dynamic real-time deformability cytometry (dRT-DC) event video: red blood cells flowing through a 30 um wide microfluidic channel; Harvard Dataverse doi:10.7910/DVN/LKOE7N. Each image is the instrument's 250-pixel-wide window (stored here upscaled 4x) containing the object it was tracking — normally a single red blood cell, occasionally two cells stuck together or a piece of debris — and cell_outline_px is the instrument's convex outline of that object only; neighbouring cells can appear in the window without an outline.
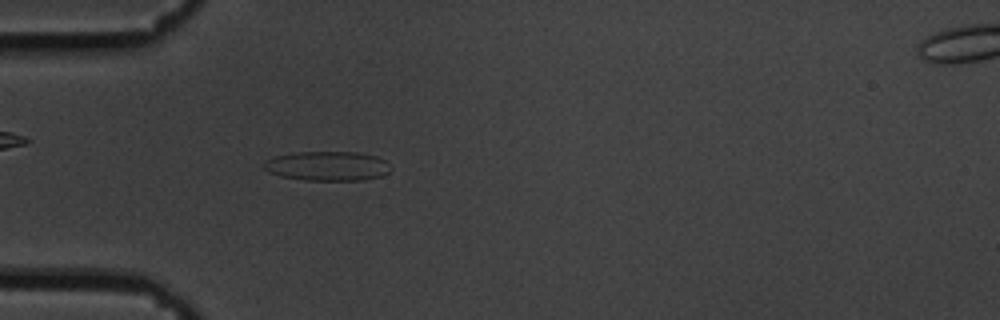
{"species": "common noctule bat (a hibernating species)", "species_latin": "Nyctalus noctula", "temperature_condition": "cold", "stored_images_in_passage": 59, "camera_frame_rate_fps": 3000, "um_per_image_px": 0.085, "animal": {"sex": "male", "body_mass_g": 19.5, "forearm_length_mm": 54.6}, "frame": {"image": 1, "passage_image": 17, "time_ms": 5.333, "image_size_px": [1000, 320], "cell_outline_px": [[392, 168], [388, 172], [380, 176], [364, 180], [304, 180], [280, 176], [268, 172], [264, 168], [264, 164], [268, 160], [276, 156], [292, 152], [360, 152], [376, 156], [384, 160]], "centroid_in_image_um": [27.84, 14.11], "position_along_channel_um": 57.2, "area_um2": 21.73}}
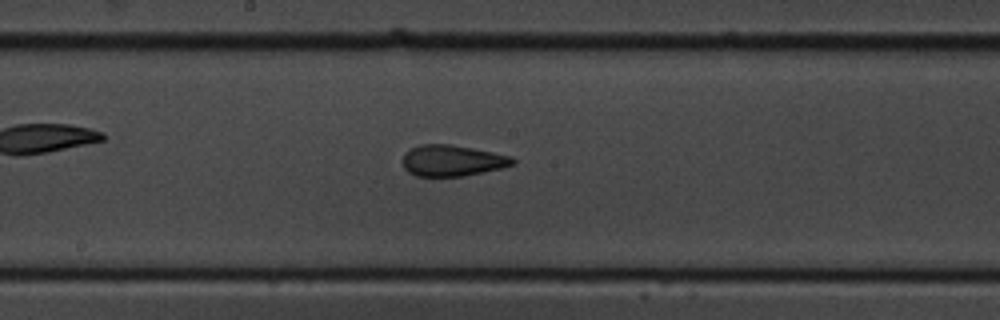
{"frame": {"image": 2, "passage_image": 31, "time_ms": 10.0, "image_size_px": [1000, 320], "cell_outline_px": [[516, 164], [500, 168], [464, 176], [416, 176], [408, 172], [404, 168], [404, 152], [420, 144], [452, 144], [512, 156], [516, 160]], "centroid_in_image_um": [38.45, 13.65], "position_along_channel_um": 209.7, "area_um2": 19.94}}
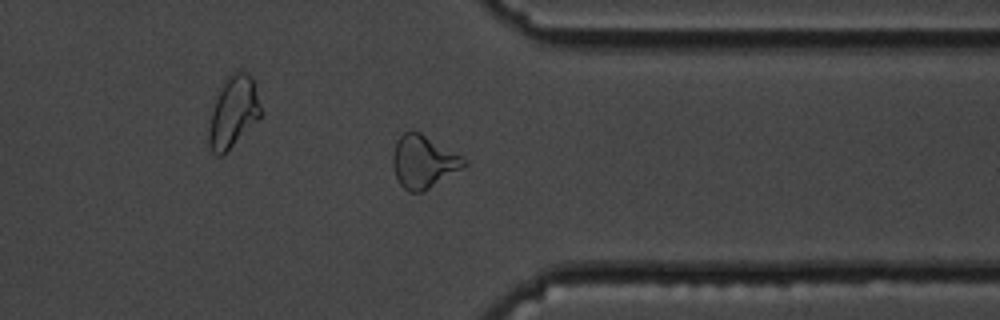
{"frame": {"image": 3, "passage_image": 46, "time_ms": 15.0, "image_size_px": [1000, 320], "cell_outline_px": [[468, 164], [424, 192], [408, 192], [400, 184], [396, 176], [392, 164], [392, 156], [396, 140], [404, 132], [420, 132], [468, 160]], "centroid_in_image_um": [35.98, 13.76], "position_along_channel_um": 375.4, "area_um2": 21.73}, "authors_computed_cell_mechanics": {"area_um2": 21.2126, "velocity_mm_per_s": 3.3777, "shape_relaxation_time_tau1_ms": 7.2242, "shape_relaxation_time_tau2_ms": 1.9152, "deformation_change_tau1": 0.1943, "deformation_change_tau2": 0.1124}}